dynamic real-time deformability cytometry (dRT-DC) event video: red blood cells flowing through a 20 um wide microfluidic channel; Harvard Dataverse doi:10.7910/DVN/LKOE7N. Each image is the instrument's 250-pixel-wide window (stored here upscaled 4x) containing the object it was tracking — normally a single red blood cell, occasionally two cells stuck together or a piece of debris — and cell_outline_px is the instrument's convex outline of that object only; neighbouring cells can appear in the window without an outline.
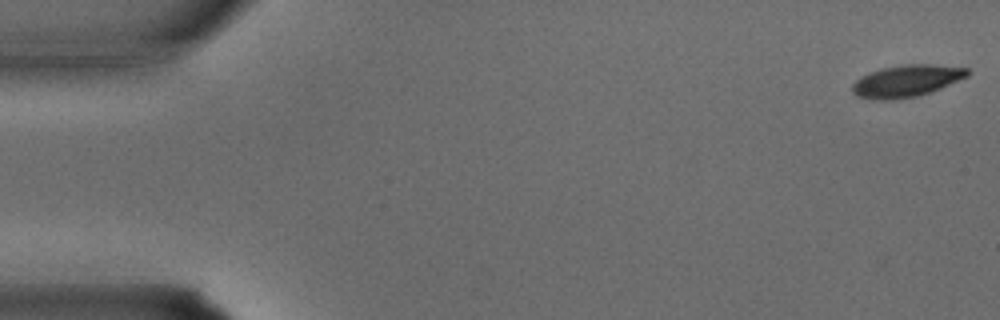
{"species": "common noctule bat (a hibernating species)", "species_latin": "Nyctalus noctula", "temperature_condition": "warm", "stored_images_in_passage": 7, "camera_frame_rate_fps": 3000, "um_per_image_px": 0.085, "animal": {"sex": "male", "body_mass_g": 15.6}, "frame": {"image": 1, "passage_image": 1, "time_ms": 0.0, "image_size_px": [1000, 320], "cell_outline_px": [[968, 76], [940, 88], [916, 96], [892, 100], [872, 100], [856, 96], [852, 92], [852, 84], [856, 80], [872, 72], [884, 68], [904, 64], [932, 64], [968, 68]], "centroid_in_image_um": [77.03, 6.89], "position_along_channel_um": 8.0, "area_um2": 21.15}}